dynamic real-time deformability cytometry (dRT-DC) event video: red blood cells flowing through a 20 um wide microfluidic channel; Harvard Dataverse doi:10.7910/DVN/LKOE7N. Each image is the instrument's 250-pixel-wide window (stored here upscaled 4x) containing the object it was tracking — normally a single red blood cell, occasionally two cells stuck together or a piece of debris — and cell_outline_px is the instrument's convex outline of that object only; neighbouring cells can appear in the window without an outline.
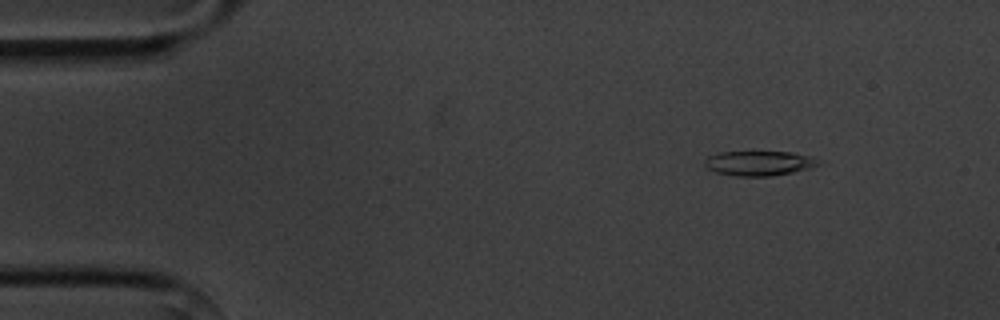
{"species": "common noctule bat (a hibernating species)", "species_latin": "Nyctalus noctula", "temperature_condition": "cold", "stored_images_in_passage": 5, "camera_frame_rate_fps": 3000, "um_per_image_px": 0.085, "animal": {"sex": "male", "body_mass_g": 20.1, "forearm_length_mm": 53.5}, "frame": {"image": 1, "passage_image": 1, "time_ms": 0.0, "image_size_px": [1000, 320], "cell_outline_px": [[820, 164], [812, 168], [772, 176], [736, 176], [716, 172], [708, 168], [704, 164], [704, 160], [708, 156], [720, 152], [792, 152], [812, 156]], "centroid_in_image_um": [64.52, 13.87], "position_along_channel_um": 20.5, "area_um2": 16.36}}
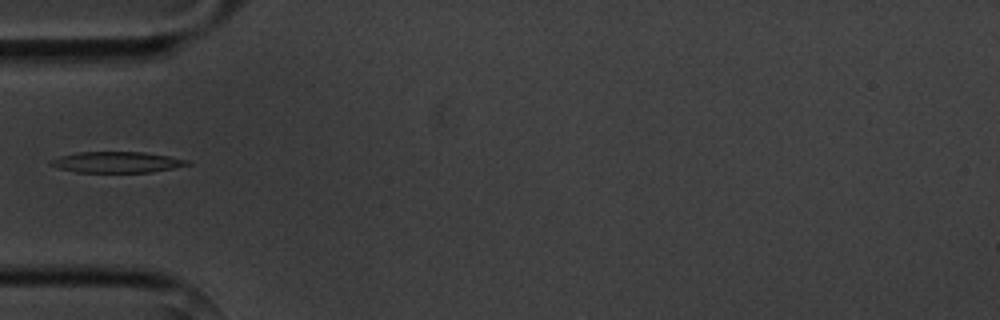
{"frame": {"image": 2, "passage_image": 4, "time_ms": 3.667, "image_size_px": [1000, 320], "cell_outline_px": [[192, 164], [152, 172], [76, 172], [60, 168], [48, 164], [48, 160], [60, 156], [80, 152], [144, 152], [192, 160]], "centroid_in_image_um": [9.96, 13.78], "position_along_channel_um": 75.0, "area_um2": 16.7}}
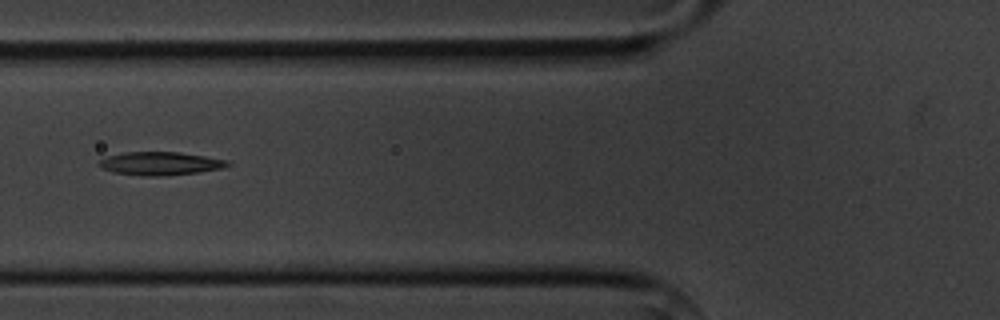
{"frame": {"image": 3, "passage_image": 5, "time_ms": 4.667, "image_size_px": [1000, 320], "cell_outline_px": [[232, 164], [220, 168], [196, 172], [156, 176], [144, 176], [112, 172], [100, 168], [96, 164], [100, 160], [108, 156], [124, 152], [180, 152], [228, 160]], "centroid_in_image_um": [13.56, 13.89], "position_along_channel_um": 112.2, "area_um2": 17.28}}